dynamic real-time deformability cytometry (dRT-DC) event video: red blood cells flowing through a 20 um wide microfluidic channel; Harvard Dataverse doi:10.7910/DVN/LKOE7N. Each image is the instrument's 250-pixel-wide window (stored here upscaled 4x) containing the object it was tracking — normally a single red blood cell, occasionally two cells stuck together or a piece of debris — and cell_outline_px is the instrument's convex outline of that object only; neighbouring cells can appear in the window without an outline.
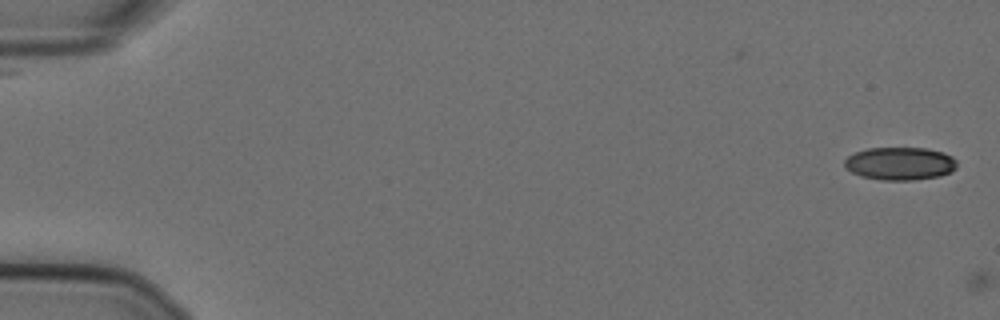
{"species": "Egyptian fruit bat (a non-hibernating species)", "species_latin": "Rousettus aegyptiacus", "temperature_condition": "cold", "stored_images_in_passage": 2, "camera_frame_rate_fps": 3000, "um_per_image_px": 0.085, "animal": {"sex": "female"}, "frame": {"image": 1, "passage_image": 1, "time_ms": 0.0, "image_size_px": [1000, 320], "cell_outline_px": [[956, 168], [952, 172], [940, 176], [916, 180], [880, 180], [860, 176], [844, 168], [844, 160], [848, 156], [856, 152], [868, 148], [928, 148], [944, 152], [952, 156], [956, 160]], "centroid_in_image_um": [76.51, 13.91], "position_along_channel_um": 8.5, "area_um2": 21.85}}